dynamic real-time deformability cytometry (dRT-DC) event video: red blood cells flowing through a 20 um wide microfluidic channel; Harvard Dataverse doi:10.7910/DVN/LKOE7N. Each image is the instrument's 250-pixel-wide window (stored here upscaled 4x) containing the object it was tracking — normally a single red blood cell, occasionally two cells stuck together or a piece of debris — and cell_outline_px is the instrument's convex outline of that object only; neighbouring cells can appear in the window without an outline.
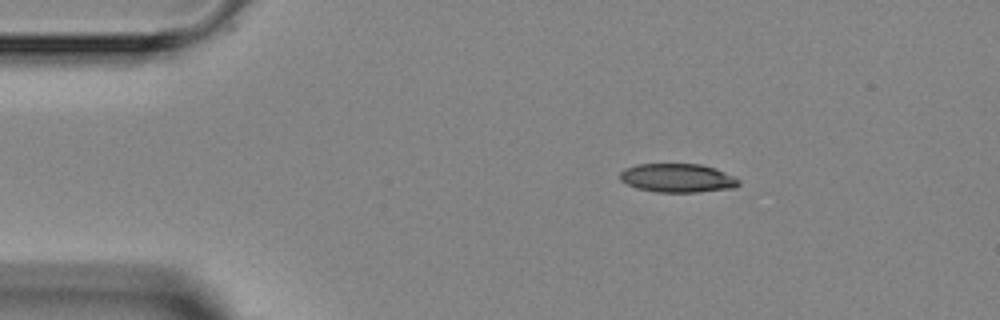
{"species": "Egyptian fruit bat (a non-hibernating species)", "species_latin": "Rousettus aegyptiacus", "temperature_condition": "room temperature", "stored_images_in_passage": 3, "segment_of_instrument_passage": [1, 2], "camera_frame_rate_fps": 3000, "um_per_image_px": 0.085, "animal": {"sex": "female"}, "frame": {"image": 1, "passage_image": 1, "time_ms": 0.0, "image_size_px": [1000, 320], "cell_outline_px": [[740, 184], [736, 188], [696, 192], [656, 192], [636, 188], [620, 180], [620, 172], [624, 168], [636, 164], [700, 164], [716, 168], [740, 180]], "centroid_in_image_um": [57.59, 15.13], "position_along_channel_um": 27.4, "area_um2": 20.0}}